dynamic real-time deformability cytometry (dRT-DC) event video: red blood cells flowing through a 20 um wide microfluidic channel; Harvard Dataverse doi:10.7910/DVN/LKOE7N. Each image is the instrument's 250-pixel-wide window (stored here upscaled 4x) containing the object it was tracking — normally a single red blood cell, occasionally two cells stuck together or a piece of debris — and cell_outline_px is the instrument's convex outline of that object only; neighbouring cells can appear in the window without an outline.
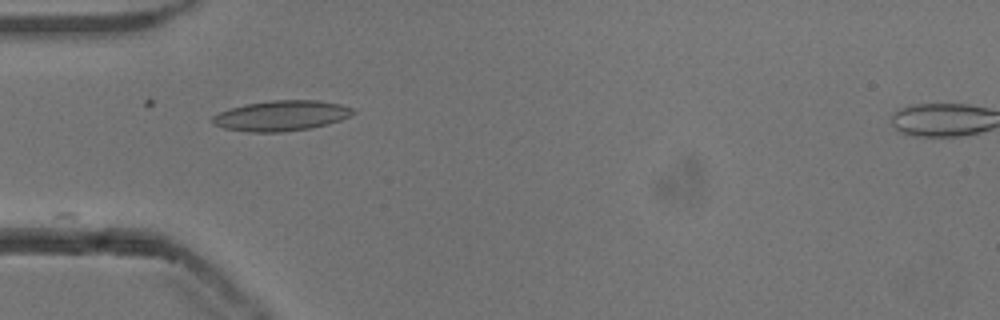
{"species": "common noctule bat (a hibernating species)", "species_latin": "Nyctalus noctula", "temperature_condition": "cold", "stored_images_in_passage": 11, "camera_frame_rate_fps": 3000, "um_per_image_px": 0.085, "animal": {"sex": "male", "body_mass_g": 13.3}, "frame": {"image": 1, "passage_image": 1, "time_ms": 0.0, "image_size_px": [1000, 320], "cell_outline_px": [[356, 112], [340, 120], [328, 124], [308, 128], [280, 132], [252, 132], [224, 128], [212, 124], [212, 116], [228, 108], [244, 104], [272, 100], [316, 100], [340, 104], [356, 108]], "centroid_in_image_um": [23.9, 9.82], "position_along_channel_um": 61.1, "area_um2": 24.85}}
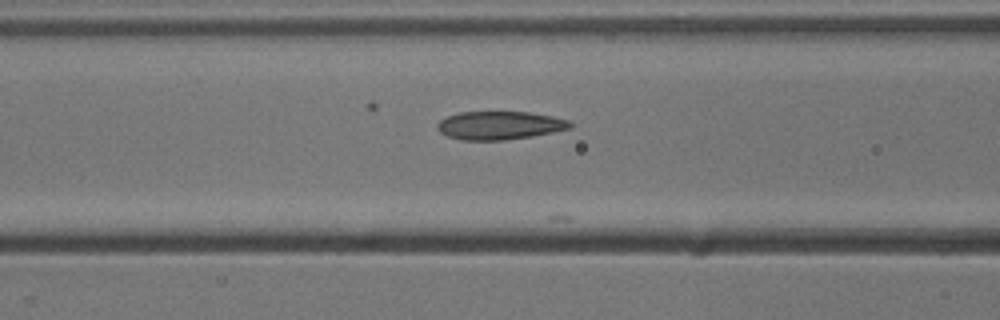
{"frame": {"image": 2, "passage_image": 6, "time_ms": 1.667, "image_size_px": [1000, 320], "cell_outline_px": [[572, 128], [532, 136], [504, 140], [460, 140], [448, 136], [440, 132], [436, 128], [436, 124], [440, 120], [448, 116], [460, 112], [528, 112], [552, 116], [568, 120], [572, 124]], "centroid_in_image_um": [42.45, 10.66], "position_along_channel_um": 124.2, "area_um2": 21.85}}
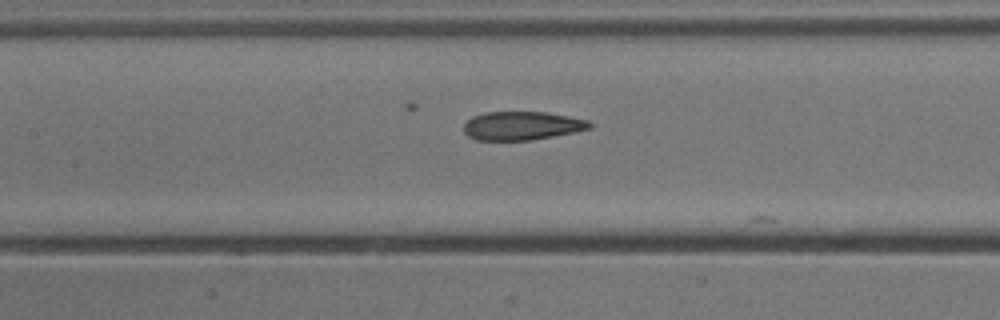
{"frame": {"image": 3, "passage_image": 9, "time_ms": 2.667, "image_size_px": [1000, 320], "cell_outline_px": [[592, 128], [532, 140], [476, 140], [468, 136], [464, 132], [464, 124], [472, 116], [484, 112], [544, 112], [568, 116], [588, 120], [592, 124]], "centroid_in_image_um": [44.34, 10.68], "position_along_channel_um": 163.1, "area_um2": 20.87}}